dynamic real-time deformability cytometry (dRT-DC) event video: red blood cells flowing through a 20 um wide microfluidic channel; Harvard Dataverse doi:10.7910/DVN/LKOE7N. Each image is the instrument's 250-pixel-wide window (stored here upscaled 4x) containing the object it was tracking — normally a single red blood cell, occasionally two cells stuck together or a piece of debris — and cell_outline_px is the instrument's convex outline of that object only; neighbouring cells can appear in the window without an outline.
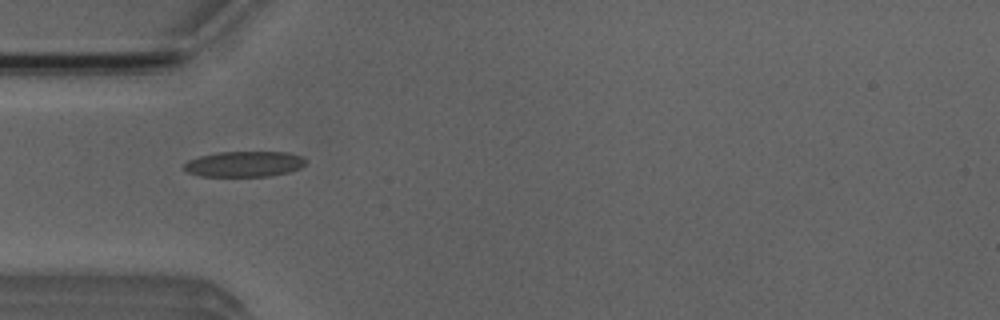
{"species": "Egyptian fruit bat (a non-hibernating species)", "species_latin": "Rousettus aegyptiacus", "temperature_condition": "room temperature", "stored_images_in_passage": 7, "camera_frame_rate_fps": 3000, "um_per_image_px": 0.085, "animal": {"sex": "male"}, "frame": {"image": 1, "passage_image": 5, "time_ms": 5.667, "image_size_px": [1000, 320], "cell_outline_px": [[308, 160], [300, 168], [288, 172], [268, 176], [200, 176], [188, 172], [184, 168], [184, 164], [188, 160], [200, 156], [220, 152], [288, 152], [304, 156]], "centroid_in_image_um": [20.8, 13.93], "position_along_channel_um": 64.2, "area_um2": 18.15}}